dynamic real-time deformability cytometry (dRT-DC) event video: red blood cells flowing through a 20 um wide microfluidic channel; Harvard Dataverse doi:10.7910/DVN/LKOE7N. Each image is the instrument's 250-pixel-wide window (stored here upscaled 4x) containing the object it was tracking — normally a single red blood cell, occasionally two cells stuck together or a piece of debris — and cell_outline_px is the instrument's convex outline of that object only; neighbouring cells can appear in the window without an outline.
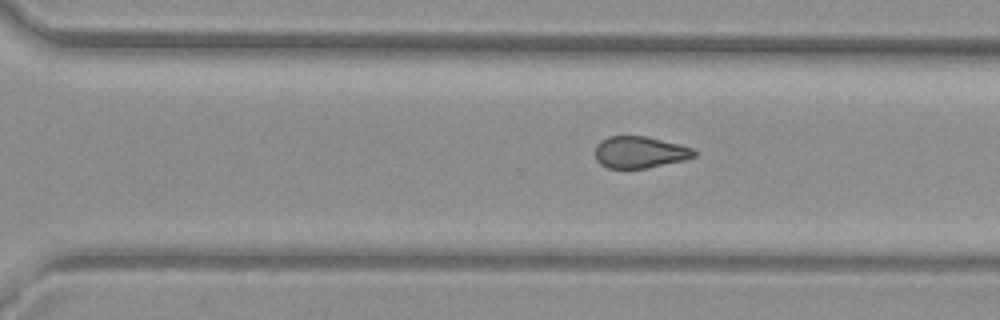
{"species": "common noctule bat (a hibernating species)", "species_latin": "Nyctalus noctula", "temperature_condition": "warm", "stored_images_in_passage": 34, "camera_frame_rate_fps": 3000, "um_per_image_px": 0.085, "animal": {"sex": "female", "body_mass_g": 29.2, "forearm_length_mm": 56.3}, "frame": {"image": 1, "passage_image": 34, "time_ms": 11.0, "image_size_px": [1000, 320], "cell_outline_px": [[696, 156], [684, 160], [644, 168], [608, 168], [600, 164], [596, 160], [596, 144], [600, 140], [608, 136], [648, 136], [696, 148]], "centroid_in_image_um": [54.4, 12.92], "position_along_channel_um": 316.2, "area_um2": 18.44}}